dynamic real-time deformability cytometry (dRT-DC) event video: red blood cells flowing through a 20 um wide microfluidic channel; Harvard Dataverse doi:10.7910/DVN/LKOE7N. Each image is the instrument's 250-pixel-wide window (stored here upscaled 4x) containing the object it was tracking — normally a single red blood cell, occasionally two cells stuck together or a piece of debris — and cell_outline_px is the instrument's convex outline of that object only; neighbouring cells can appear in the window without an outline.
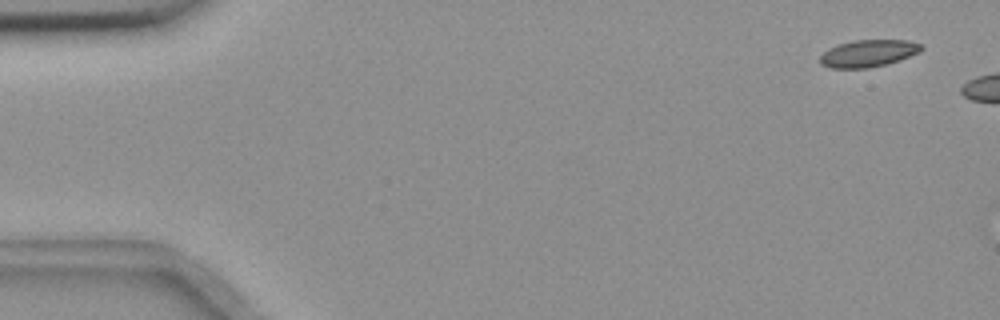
{"species": "common noctule bat (a hibernating species)", "species_latin": "Nyctalus noctula", "temperature_condition": "room temperature", "stored_images_in_passage": 5, "camera_frame_rate_fps": 3000, "um_per_image_px": 0.085, "animal": {"sex": "female", "body_mass_g": 18.4}, "frame": {"image": 1, "passage_image": 1, "time_ms": 0.0, "image_size_px": [1000, 320], "cell_outline_px": [[924, 48], [920, 52], [900, 60], [888, 64], [868, 68], [828, 68], [820, 64], [820, 56], [828, 48], [852, 40], [908, 40], [924, 44]], "centroid_in_image_um": [73.83, 4.53], "position_along_channel_um": 11.2, "area_um2": 16.24}}